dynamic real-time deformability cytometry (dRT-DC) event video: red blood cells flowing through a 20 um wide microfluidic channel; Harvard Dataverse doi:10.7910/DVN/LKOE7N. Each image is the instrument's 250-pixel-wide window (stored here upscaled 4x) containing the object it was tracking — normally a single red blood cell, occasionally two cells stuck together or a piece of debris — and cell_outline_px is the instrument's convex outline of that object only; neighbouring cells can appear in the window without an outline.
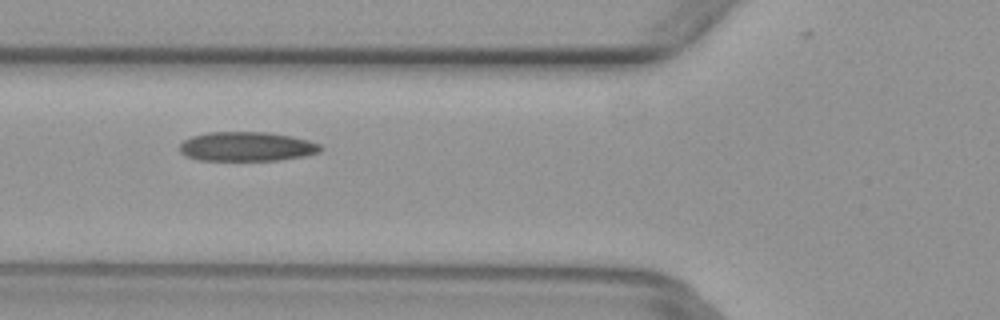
{"species": "common noctule bat (a hibernating species)", "species_latin": "Nyctalus noctula", "temperature_condition": "warm", "stored_images_in_passage": 6, "camera_frame_rate_fps": 3000, "um_per_image_px": 0.085, "animal": {"sex": "female", "body_mass_g": 29.2, "forearm_length_mm": 56.3}, "frame": {"image": 1, "passage_image": 4, "time_ms": 1.0, "image_size_px": [1000, 320], "cell_outline_px": [[324, 148], [320, 152], [304, 156], [276, 160], [196, 160], [184, 156], [180, 152], [180, 144], [184, 140], [192, 136], [208, 132], [268, 132], [292, 136], [308, 140], [320, 144]], "centroid_in_image_um": [20.97, 12.45], "position_along_channel_um": 104.8, "area_um2": 24.22}}
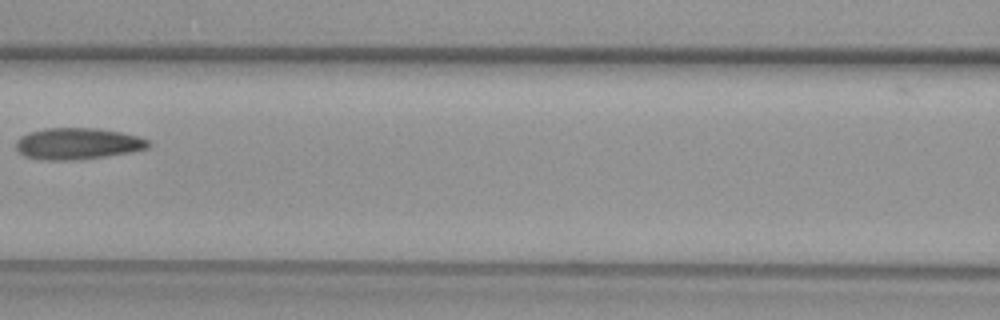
{"frame": {"image": 2, "passage_image": 5, "time_ms": 1.333, "image_size_px": [1000, 320], "cell_outline_px": [[152, 144], [148, 148], [128, 152], [104, 156], [72, 160], [44, 160], [24, 156], [16, 148], [16, 140], [20, 136], [28, 132], [44, 128], [96, 128], [120, 132], [140, 136], [148, 140]], "centroid_in_image_um": [6.58, 12.2], "position_along_channel_um": 160.0, "area_um2": 24.28}}